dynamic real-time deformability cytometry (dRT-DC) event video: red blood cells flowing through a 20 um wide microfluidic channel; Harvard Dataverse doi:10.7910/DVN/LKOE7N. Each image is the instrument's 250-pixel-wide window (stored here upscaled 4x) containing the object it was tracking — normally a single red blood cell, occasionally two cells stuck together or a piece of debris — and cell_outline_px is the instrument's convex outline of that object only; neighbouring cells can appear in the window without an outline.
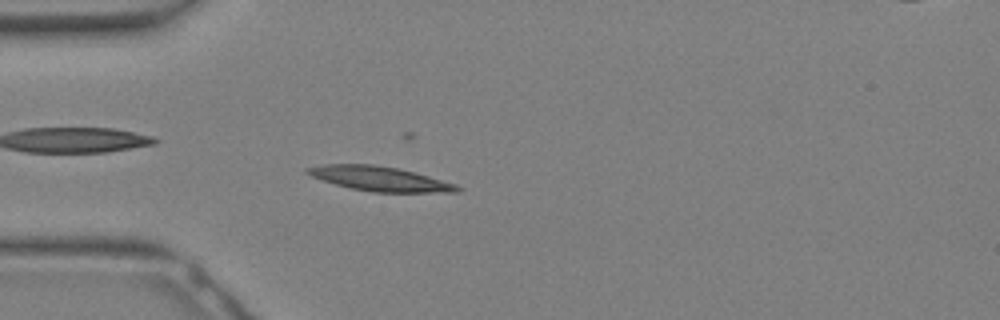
{"species": "Egyptian fruit bat (a non-hibernating species)", "species_latin": "Rousettus aegyptiacus", "temperature_condition": "warm", "stored_images_in_passage": 27, "camera_frame_rate_fps": 3000, "um_per_image_px": 0.085, "animal": {"sex": "female"}, "frame": {"image": 1, "passage_image": 4, "time_ms": 1.0, "image_size_px": [1000, 320], "cell_outline_px": [[460, 188], [456, 192], [372, 192], [352, 188], [336, 184], [312, 176], [304, 172], [304, 168], [324, 164], [372, 164], [396, 168], [428, 176], [456, 184]], "centroid_in_image_um": [32.23, 15.18], "position_along_channel_um": 52.8, "area_um2": 21.04}}
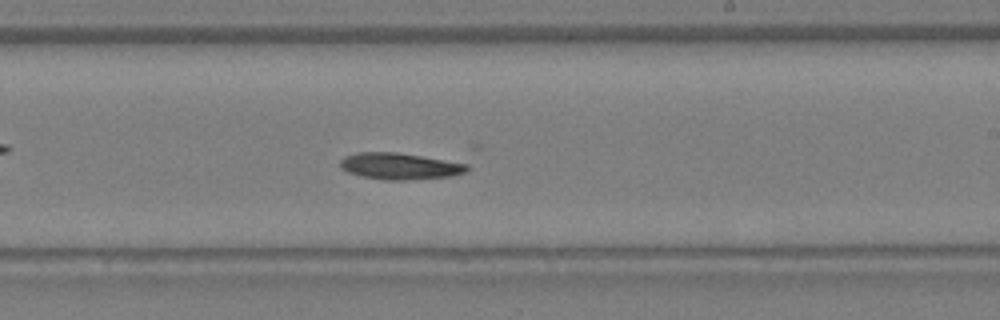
{"frame": {"image": 2, "passage_image": 14, "time_ms": 4.333, "image_size_px": [1000, 320], "cell_outline_px": [[468, 168], [464, 172], [452, 176], [404, 180], [384, 180], [364, 176], [348, 172], [340, 168], [340, 160], [344, 156], [356, 152], [396, 152], [468, 160]], "centroid_in_image_um": [34.12, 14.09], "position_along_channel_um": 254.9, "area_um2": 20.4}}
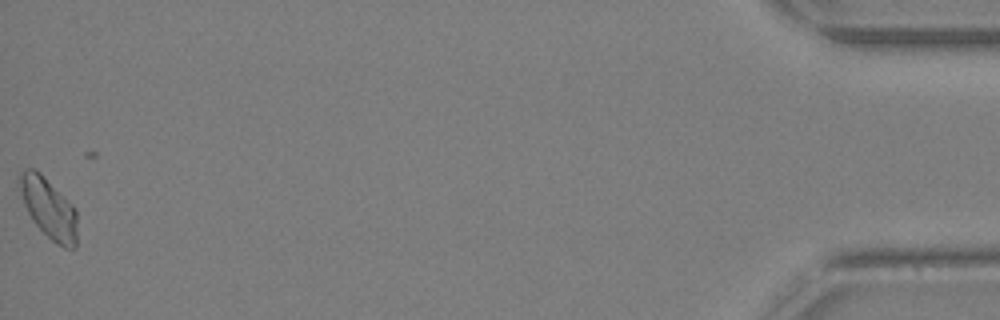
{"frame": {"image": 3, "passage_image": 27, "time_ms": 8.667, "image_size_px": [1000, 320], "cell_outline_px": [[76, 248], [64, 248], [56, 244], [32, 220], [24, 204], [20, 188], [20, 172], [24, 168], [32, 168], [40, 172], [76, 208]], "centroid_in_image_um": [4.15, 17.7], "position_along_channel_um": 431.0, "area_um2": 20.0}}